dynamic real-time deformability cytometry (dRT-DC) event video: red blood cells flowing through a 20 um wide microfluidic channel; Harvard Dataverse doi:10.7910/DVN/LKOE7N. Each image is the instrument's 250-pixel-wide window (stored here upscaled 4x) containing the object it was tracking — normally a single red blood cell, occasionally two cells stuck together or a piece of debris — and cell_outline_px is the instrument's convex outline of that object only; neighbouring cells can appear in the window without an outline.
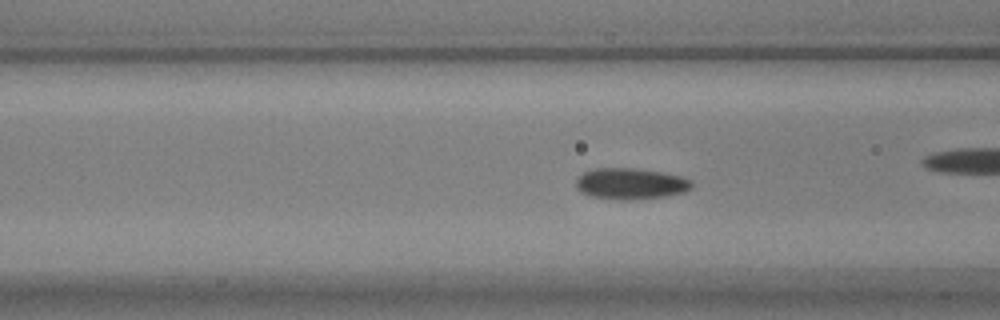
{"species": "common noctule bat (a hibernating species)", "species_latin": "Nyctalus noctula", "temperature_condition": "warm", "stored_images_in_passage": 33, "camera_frame_rate_fps": 3000, "um_per_image_px": 0.085, "animal": {"sex": "male", "body_mass_g": 17.9, "forearm_length_mm": 54.2}, "frame": {"image": 1, "passage_image": 5, "time_ms": 1.333, "image_size_px": [1000, 320], "cell_outline_px": [[692, 188], [684, 192], [664, 196], [628, 200], [620, 200], [592, 196], [580, 192], [576, 188], [576, 176], [592, 168], [636, 168], [660, 172], [680, 176], [692, 180]], "centroid_in_image_um": [53.56, 15.6], "position_along_channel_um": 113.0, "area_um2": 21.1}}
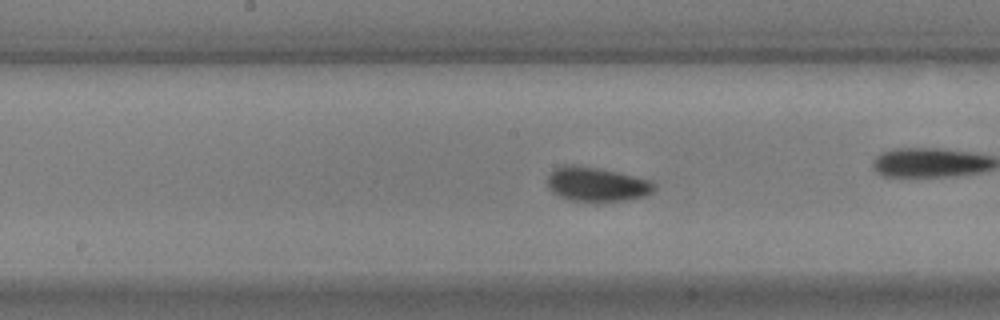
{"frame": {"image": 2, "passage_image": 12, "time_ms": 3.667, "image_size_px": [1000, 320], "cell_outline_px": [[656, 188], [652, 192], [644, 196], [624, 200], [568, 200], [552, 192], [548, 188], [548, 176], [556, 168], [564, 164], [576, 164], [600, 168], [652, 180]], "centroid_in_image_um": [50.71, 15.63], "position_along_channel_um": 197.5, "area_um2": 21.15}}
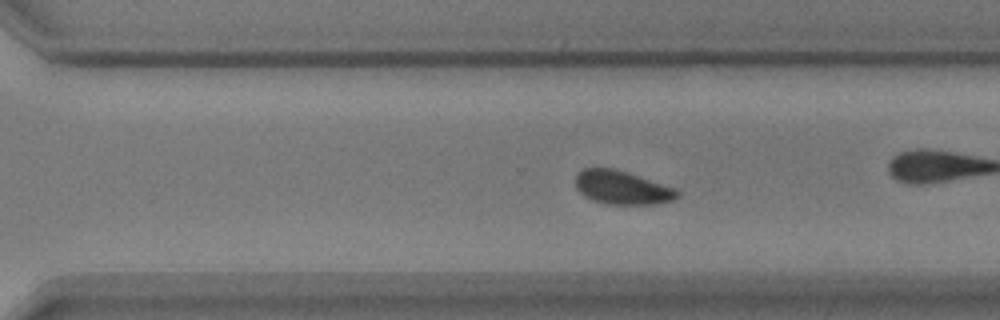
{"frame": {"image": 3, "passage_image": 22, "time_ms": 7.0, "image_size_px": [1000, 320], "cell_outline_px": [[680, 196], [676, 200], [656, 204], [608, 204], [592, 200], [584, 196], [576, 188], [576, 176], [584, 168], [612, 168], [628, 172], [676, 188], [680, 192]], "centroid_in_image_um": [52.93, 15.95], "position_along_channel_um": 317.7, "area_um2": 20.06}, "authors_computed_cell_mechanics": {"area_um2": 20.8658, "velocity_mm_per_s": 3.6189, "shape_relaxation_time_tau1_ms": 3.2205, "shape_relaxation_time_tau2_ms": null, "deformation_change_tau1": 0.1166, "deformation_change_tau2": null}}